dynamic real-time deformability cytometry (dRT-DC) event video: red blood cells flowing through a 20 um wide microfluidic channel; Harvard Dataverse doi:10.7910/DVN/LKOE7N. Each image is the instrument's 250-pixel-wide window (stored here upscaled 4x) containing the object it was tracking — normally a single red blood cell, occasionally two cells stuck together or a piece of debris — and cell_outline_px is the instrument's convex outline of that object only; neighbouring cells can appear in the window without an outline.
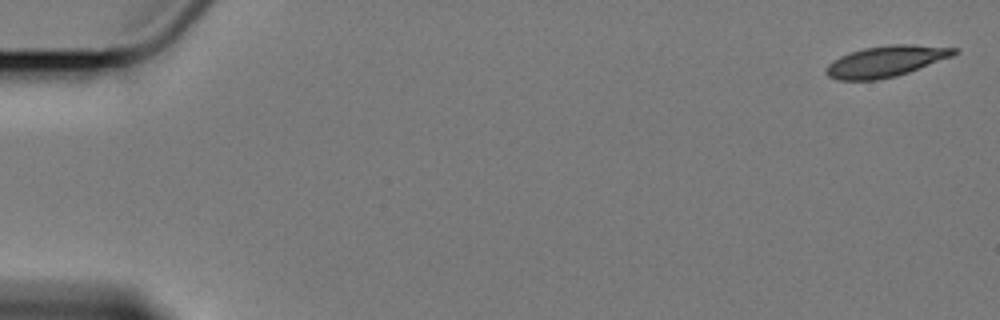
{"species": "Egyptian fruit bat (a non-hibernating species)", "species_latin": "Rousettus aegyptiacus", "temperature_condition": "cold", "stored_images_in_passage": 4, "camera_frame_rate_fps": 3000, "um_per_image_px": 0.085, "animal": {"sex": "female"}, "frame": {"image": 1, "passage_image": 1, "time_ms": 0.0, "image_size_px": [1000, 320], "cell_outline_px": [[960, 52], [952, 56], [908, 72], [896, 76], [876, 80], [840, 80], [828, 76], [824, 72], [828, 64], [832, 60], [848, 52], [864, 48], [888, 44], [912, 44], [960, 48]], "centroid_in_image_um": [75.3, 5.2], "position_along_channel_um": 9.7, "area_um2": 23.29}}